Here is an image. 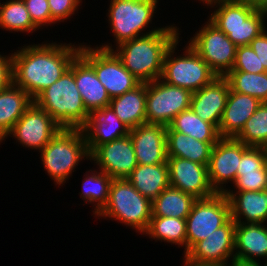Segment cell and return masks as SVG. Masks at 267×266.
<instances>
[{
	"instance_id": "obj_1",
	"label": "cell",
	"mask_w": 267,
	"mask_h": 266,
	"mask_svg": "<svg viewBox=\"0 0 267 266\" xmlns=\"http://www.w3.org/2000/svg\"><path fill=\"white\" fill-rule=\"evenodd\" d=\"M23 45L12 52L13 84L25 90L33 100L64 74L81 47L79 42L53 40Z\"/></svg>"
},
{
	"instance_id": "obj_2",
	"label": "cell",
	"mask_w": 267,
	"mask_h": 266,
	"mask_svg": "<svg viewBox=\"0 0 267 266\" xmlns=\"http://www.w3.org/2000/svg\"><path fill=\"white\" fill-rule=\"evenodd\" d=\"M176 24H169L159 31L123 42L113 49L124 67L141 83L161 77L164 57L171 45L181 35Z\"/></svg>"
},
{
	"instance_id": "obj_3",
	"label": "cell",
	"mask_w": 267,
	"mask_h": 266,
	"mask_svg": "<svg viewBox=\"0 0 267 266\" xmlns=\"http://www.w3.org/2000/svg\"><path fill=\"white\" fill-rule=\"evenodd\" d=\"M204 5L207 9L214 8L207 19L237 47L249 45L267 28V11L255 9L241 0H211Z\"/></svg>"
},
{
	"instance_id": "obj_4",
	"label": "cell",
	"mask_w": 267,
	"mask_h": 266,
	"mask_svg": "<svg viewBox=\"0 0 267 266\" xmlns=\"http://www.w3.org/2000/svg\"><path fill=\"white\" fill-rule=\"evenodd\" d=\"M160 0H109V8L106 13L108 25L114 36V44L105 42L95 45L105 50H113L123 42L135 39L136 37L151 34L162 30V27H152V20L158 11ZM151 25V26H149ZM151 28L146 31L147 28ZM114 47V48H113Z\"/></svg>"
},
{
	"instance_id": "obj_5",
	"label": "cell",
	"mask_w": 267,
	"mask_h": 266,
	"mask_svg": "<svg viewBox=\"0 0 267 266\" xmlns=\"http://www.w3.org/2000/svg\"><path fill=\"white\" fill-rule=\"evenodd\" d=\"M34 103L63 128L81 129L87 123L89 112L76 86L74 60L55 83L34 99Z\"/></svg>"
},
{
	"instance_id": "obj_6",
	"label": "cell",
	"mask_w": 267,
	"mask_h": 266,
	"mask_svg": "<svg viewBox=\"0 0 267 266\" xmlns=\"http://www.w3.org/2000/svg\"><path fill=\"white\" fill-rule=\"evenodd\" d=\"M45 174L54 185L63 186L72 177L81 161L90 160L82 129H61L39 152Z\"/></svg>"
},
{
	"instance_id": "obj_7",
	"label": "cell",
	"mask_w": 267,
	"mask_h": 266,
	"mask_svg": "<svg viewBox=\"0 0 267 266\" xmlns=\"http://www.w3.org/2000/svg\"><path fill=\"white\" fill-rule=\"evenodd\" d=\"M151 217L152 201L141 195L125 178L112 180L107 204L94 218L118 221L142 235Z\"/></svg>"
},
{
	"instance_id": "obj_8",
	"label": "cell",
	"mask_w": 267,
	"mask_h": 266,
	"mask_svg": "<svg viewBox=\"0 0 267 266\" xmlns=\"http://www.w3.org/2000/svg\"><path fill=\"white\" fill-rule=\"evenodd\" d=\"M180 41L179 38L167 50L160 79L193 93L210 84L218 75L188 43L182 49L184 52L177 55Z\"/></svg>"
},
{
	"instance_id": "obj_9",
	"label": "cell",
	"mask_w": 267,
	"mask_h": 266,
	"mask_svg": "<svg viewBox=\"0 0 267 266\" xmlns=\"http://www.w3.org/2000/svg\"><path fill=\"white\" fill-rule=\"evenodd\" d=\"M79 54L94 68L111 99L121 96L141 83L124 67L113 50H105L95 44L92 46L83 42Z\"/></svg>"
},
{
	"instance_id": "obj_10",
	"label": "cell",
	"mask_w": 267,
	"mask_h": 266,
	"mask_svg": "<svg viewBox=\"0 0 267 266\" xmlns=\"http://www.w3.org/2000/svg\"><path fill=\"white\" fill-rule=\"evenodd\" d=\"M231 218L230 203L224 193L197 199L186 220V253L199 241L206 239Z\"/></svg>"
},
{
	"instance_id": "obj_11",
	"label": "cell",
	"mask_w": 267,
	"mask_h": 266,
	"mask_svg": "<svg viewBox=\"0 0 267 266\" xmlns=\"http://www.w3.org/2000/svg\"><path fill=\"white\" fill-rule=\"evenodd\" d=\"M191 97L190 90L160 78L146 83V122L169 126L178 114L190 108Z\"/></svg>"
},
{
	"instance_id": "obj_12",
	"label": "cell",
	"mask_w": 267,
	"mask_h": 266,
	"mask_svg": "<svg viewBox=\"0 0 267 266\" xmlns=\"http://www.w3.org/2000/svg\"><path fill=\"white\" fill-rule=\"evenodd\" d=\"M202 25L187 43L218 76H225L234 65L237 46L208 19Z\"/></svg>"
},
{
	"instance_id": "obj_13",
	"label": "cell",
	"mask_w": 267,
	"mask_h": 266,
	"mask_svg": "<svg viewBox=\"0 0 267 266\" xmlns=\"http://www.w3.org/2000/svg\"><path fill=\"white\" fill-rule=\"evenodd\" d=\"M61 129L63 127L33 102L0 144L12 137L19 142L18 146L40 152Z\"/></svg>"
},
{
	"instance_id": "obj_14",
	"label": "cell",
	"mask_w": 267,
	"mask_h": 266,
	"mask_svg": "<svg viewBox=\"0 0 267 266\" xmlns=\"http://www.w3.org/2000/svg\"><path fill=\"white\" fill-rule=\"evenodd\" d=\"M248 148L235 138H220L213 146L208 164V177L216 193H225L231 188L226 184L235 182L242 154Z\"/></svg>"
},
{
	"instance_id": "obj_15",
	"label": "cell",
	"mask_w": 267,
	"mask_h": 266,
	"mask_svg": "<svg viewBox=\"0 0 267 266\" xmlns=\"http://www.w3.org/2000/svg\"><path fill=\"white\" fill-rule=\"evenodd\" d=\"M236 222L230 218L206 239L197 242L184 257L201 264L234 263Z\"/></svg>"
},
{
	"instance_id": "obj_16",
	"label": "cell",
	"mask_w": 267,
	"mask_h": 266,
	"mask_svg": "<svg viewBox=\"0 0 267 266\" xmlns=\"http://www.w3.org/2000/svg\"><path fill=\"white\" fill-rule=\"evenodd\" d=\"M90 162L113 179H125L138 165L130 135L98 146Z\"/></svg>"
},
{
	"instance_id": "obj_17",
	"label": "cell",
	"mask_w": 267,
	"mask_h": 266,
	"mask_svg": "<svg viewBox=\"0 0 267 266\" xmlns=\"http://www.w3.org/2000/svg\"><path fill=\"white\" fill-rule=\"evenodd\" d=\"M170 186L192 195L196 199H206L216 194L208 177V166L180 157H167Z\"/></svg>"
},
{
	"instance_id": "obj_18",
	"label": "cell",
	"mask_w": 267,
	"mask_h": 266,
	"mask_svg": "<svg viewBox=\"0 0 267 266\" xmlns=\"http://www.w3.org/2000/svg\"><path fill=\"white\" fill-rule=\"evenodd\" d=\"M137 163L155 165L167 163V127L161 124H141L129 133Z\"/></svg>"
},
{
	"instance_id": "obj_19",
	"label": "cell",
	"mask_w": 267,
	"mask_h": 266,
	"mask_svg": "<svg viewBox=\"0 0 267 266\" xmlns=\"http://www.w3.org/2000/svg\"><path fill=\"white\" fill-rule=\"evenodd\" d=\"M86 139L89 154L98 146L129 135L125 125L110 106L89 113L87 123L81 128Z\"/></svg>"
},
{
	"instance_id": "obj_20",
	"label": "cell",
	"mask_w": 267,
	"mask_h": 266,
	"mask_svg": "<svg viewBox=\"0 0 267 266\" xmlns=\"http://www.w3.org/2000/svg\"><path fill=\"white\" fill-rule=\"evenodd\" d=\"M229 91L228 80L218 76L210 84L192 93L190 108L199 118L218 129Z\"/></svg>"
},
{
	"instance_id": "obj_21",
	"label": "cell",
	"mask_w": 267,
	"mask_h": 266,
	"mask_svg": "<svg viewBox=\"0 0 267 266\" xmlns=\"http://www.w3.org/2000/svg\"><path fill=\"white\" fill-rule=\"evenodd\" d=\"M234 257L235 262L239 263L266 262L267 224L236 223Z\"/></svg>"
},
{
	"instance_id": "obj_22",
	"label": "cell",
	"mask_w": 267,
	"mask_h": 266,
	"mask_svg": "<svg viewBox=\"0 0 267 266\" xmlns=\"http://www.w3.org/2000/svg\"><path fill=\"white\" fill-rule=\"evenodd\" d=\"M233 189L226 191L267 190V148L249 147L242 154Z\"/></svg>"
},
{
	"instance_id": "obj_23",
	"label": "cell",
	"mask_w": 267,
	"mask_h": 266,
	"mask_svg": "<svg viewBox=\"0 0 267 266\" xmlns=\"http://www.w3.org/2000/svg\"><path fill=\"white\" fill-rule=\"evenodd\" d=\"M260 105L255 97L230 89L219 123L220 138H235Z\"/></svg>"
},
{
	"instance_id": "obj_24",
	"label": "cell",
	"mask_w": 267,
	"mask_h": 266,
	"mask_svg": "<svg viewBox=\"0 0 267 266\" xmlns=\"http://www.w3.org/2000/svg\"><path fill=\"white\" fill-rule=\"evenodd\" d=\"M74 76L78 91L89 113L109 106L111 98L106 88L99 81L94 68L80 54L74 58Z\"/></svg>"
},
{
	"instance_id": "obj_25",
	"label": "cell",
	"mask_w": 267,
	"mask_h": 266,
	"mask_svg": "<svg viewBox=\"0 0 267 266\" xmlns=\"http://www.w3.org/2000/svg\"><path fill=\"white\" fill-rule=\"evenodd\" d=\"M231 218L236 223L267 224V190L226 191Z\"/></svg>"
},
{
	"instance_id": "obj_26",
	"label": "cell",
	"mask_w": 267,
	"mask_h": 266,
	"mask_svg": "<svg viewBox=\"0 0 267 266\" xmlns=\"http://www.w3.org/2000/svg\"><path fill=\"white\" fill-rule=\"evenodd\" d=\"M216 143L199 141L167 126V157H180L208 166L213 146Z\"/></svg>"
},
{
	"instance_id": "obj_27",
	"label": "cell",
	"mask_w": 267,
	"mask_h": 266,
	"mask_svg": "<svg viewBox=\"0 0 267 266\" xmlns=\"http://www.w3.org/2000/svg\"><path fill=\"white\" fill-rule=\"evenodd\" d=\"M109 106L119 119L130 129L146 122V83H140L134 89L121 96L112 98Z\"/></svg>"
},
{
	"instance_id": "obj_28",
	"label": "cell",
	"mask_w": 267,
	"mask_h": 266,
	"mask_svg": "<svg viewBox=\"0 0 267 266\" xmlns=\"http://www.w3.org/2000/svg\"><path fill=\"white\" fill-rule=\"evenodd\" d=\"M33 102L25 90L13 83L0 91V142Z\"/></svg>"
},
{
	"instance_id": "obj_29",
	"label": "cell",
	"mask_w": 267,
	"mask_h": 266,
	"mask_svg": "<svg viewBox=\"0 0 267 266\" xmlns=\"http://www.w3.org/2000/svg\"><path fill=\"white\" fill-rule=\"evenodd\" d=\"M143 196L153 201L164 189L170 187L167 163L138 164L126 178Z\"/></svg>"
},
{
	"instance_id": "obj_30",
	"label": "cell",
	"mask_w": 267,
	"mask_h": 266,
	"mask_svg": "<svg viewBox=\"0 0 267 266\" xmlns=\"http://www.w3.org/2000/svg\"><path fill=\"white\" fill-rule=\"evenodd\" d=\"M94 168L84 173L83 180H81L82 190L79 192V196L82 198L84 205H92L93 217L107 204L109 189L113 180L107 173L98 168L96 169V166Z\"/></svg>"
},
{
	"instance_id": "obj_31",
	"label": "cell",
	"mask_w": 267,
	"mask_h": 266,
	"mask_svg": "<svg viewBox=\"0 0 267 266\" xmlns=\"http://www.w3.org/2000/svg\"><path fill=\"white\" fill-rule=\"evenodd\" d=\"M149 239L184 248L186 254V220L174 217L152 216L147 230L142 234Z\"/></svg>"
},
{
	"instance_id": "obj_32",
	"label": "cell",
	"mask_w": 267,
	"mask_h": 266,
	"mask_svg": "<svg viewBox=\"0 0 267 266\" xmlns=\"http://www.w3.org/2000/svg\"><path fill=\"white\" fill-rule=\"evenodd\" d=\"M196 200L192 195L170 186L152 201V216L186 219Z\"/></svg>"
},
{
	"instance_id": "obj_33",
	"label": "cell",
	"mask_w": 267,
	"mask_h": 266,
	"mask_svg": "<svg viewBox=\"0 0 267 266\" xmlns=\"http://www.w3.org/2000/svg\"><path fill=\"white\" fill-rule=\"evenodd\" d=\"M0 2V29L9 33H32L39 28L32 22L23 0Z\"/></svg>"
},
{
	"instance_id": "obj_34",
	"label": "cell",
	"mask_w": 267,
	"mask_h": 266,
	"mask_svg": "<svg viewBox=\"0 0 267 266\" xmlns=\"http://www.w3.org/2000/svg\"><path fill=\"white\" fill-rule=\"evenodd\" d=\"M174 131L189 135L202 142H217L220 139L218 129L203 121L191 108L178 114L169 125Z\"/></svg>"
},
{
	"instance_id": "obj_35",
	"label": "cell",
	"mask_w": 267,
	"mask_h": 266,
	"mask_svg": "<svg viewBox=\"0 0 267 266\" xmlns=\"http://www.w3.org/2000/svg\"><path fill=\"white\" fill-rule=\"evenodd\" d=\"M224 77L232 91L253 96L261 103H267V72L229 71Z\"/></svg>"
},
{
	"instance_id": "obj_36",
	"label": "cell",
	"mask_w": 267,
	"mask_h": 266,
	"mask_svg": "<svg viewBox=\"0 0 267 266\" xmlns=\"http://www.w3.org/2000/svg\"><path fill=\"white\" fill-rule=\"evenodd\" d=\"M235 139L248 147L267 148V103H261Z\"/></svg>"
},
{
	"instance_id": "obj_37",
	"label": "cell",
	"mask_w": 267,
	"mask_h": 266,
	"mask_svg": "<svg viewBox=\"0 0 267 266\" xmlns=\"http://www.w3.org/2000/svg\"><path fill=\"white\" fill-rule=\"evenodd\" d=\"M231 71H243L249 73L267 72L250 45L237 47L235 62Z\"/></svg>"
},
{
	"instance_id": "obj_38",
	"label": "cell",
	"mask_w": 267,
	"mask_h": 266,
	"mask_svg": "<svg viewBox=\"0 0 267 266\" xmlns=\"http://www.w3.org/2000/svg\"><path fill=\"white\" fill-rule=\"evenodd\" d=\"M32 22L39 28H47L57 23L51 18L48 0H23Z\"/></svg>"
},
{
	"instance_id": "obj_39",
	"label": "cell",
	"mask_w": 267,
	"mask_h": 266,
	"mask_svg": "<svg viewBox=\"0 0 267 266\" xmlns=\"http://www.w3.org/2000/svg\"><path fill=\"white\" fill-rule=\"evenodd\" d=\"M82 3V0H48L51 18L59 25L76 16Z\"/></svg>"
},
{
	"instance_id": "obj_40",
	"label": "cell",
	"mask_w": 267,
	"mask_h": 266,
	"mask_svg": "<svg viewBox=\"0 0 267 266\" xmlns=\"http://www.w3.org/2000/svg\"><path fill=\"white\" fill-rule=\"evenodd\" d=\"M12 83V51L6 55L0 52V91L5 90Z\"/></svg>"
},
{
	"instance_id": "obj_41",
	"label": "cell",
	"mask_w": 267,
	"mask_h": 266,
	"mask_svg": "<svg viewBox=\"0 0 267 266\" xmlns=\"http://www.w3.org/2000/svg\"><path fill=\"white\" fill-rule=\"evenodd\" d=\"M250 47L267 71V28L250 42Z\"/></svg>"
},
{
	"instance_id": "obj_42",
	"label": "cell",
	"mask_w": 267,
	"mask_h": 266,
	"mask_svg": "<svg viewBox=\"0 0 267 266\" xmlns=\"http://www.w3.org/2000/svg\"><path fill=\"white\" fill-rule=\"evenodd\" d=\"M255 9L267 11V0H241Z\"/></svg>"
},
{
	"instance_id": "obj_43",
	"label": "cell",
	"mask_w": 267,
	"mask_h": 266,
	"mask_svg": "<svg viewBox=\"0 0 267 266\" xmlns=\"http://www.w3.org/2000/svg\"><path fill=\"white\" fill-rule=\"evenodd\" d=\"M183 265L181 266H233V263L228 264H201L196 262H191L188 259H186L184 256L182 257Z\"/></svg>"
},
{
	"instance_id": "obj_44",
	"label": "cell",
	"mask_w": 267,
	"mask_h": 266,
	"mask_svg": "<svg viewBox=\"0 0 267 266\" xmlns=\"http://www.w3.org/2000/svg\"><path fill=\"white\" fill-rule=\"evenodd\" d=\"M233 266H264L262 263L256 264V263H239V262H234Z\"/></svg>"
},
{
	"instance_id": "obj_45",
	"label": "cell",
	"mask_w": 267,
	"mask_h": 266,
	"mask_svg": "<svg viewBox=\"0 0 267 266\" xmlns=\"http://www.w3.org/2000/svg\"><path fill=\"white\" fill-rule=\"evenodd\" d=\"M196 1H197V0H196ZM198 1H200L199 4L202 2L203 6H204V4H206L207 2H209V1H211V0H198Z\"/></svg>"
}]
</instances>
